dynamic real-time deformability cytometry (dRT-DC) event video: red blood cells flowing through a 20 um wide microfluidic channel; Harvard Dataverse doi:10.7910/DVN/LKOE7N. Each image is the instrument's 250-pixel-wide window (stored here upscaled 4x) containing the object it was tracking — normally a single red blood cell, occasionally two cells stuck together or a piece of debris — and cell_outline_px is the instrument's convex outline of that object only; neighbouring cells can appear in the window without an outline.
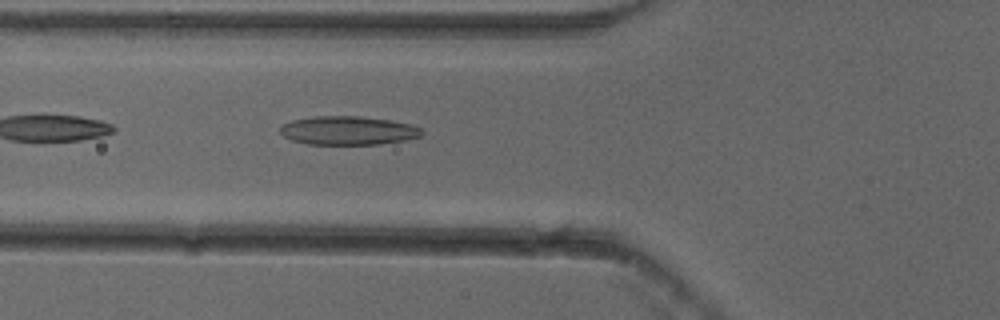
{"species": "common noctule bat (a hibernating species)", "species_latin": "Nyctalus noctula", "temperature_condition": "cold", "stored_images_in_passage": 33, "camera_frame_rate_fps": 3000, "um_per_image_px": 0.085, "animal": {"sex": "female"}, "frame": {"image": 1, "passage_image": 4, "time_ms": 1.0, "image_size_px": [1000, 320], "cell_outline_px": [[424, 132], [420, 136], [404, 140], [380, 144], [308, 144], [292, 140], [284, 136], [280, 132], [280, 128], [284, 124], [292, 120], [316, 116], [356, 116], [388, 120], [412, 124], [420, 128]], "centroid_in_image_um": [29.59, 11.09], "position_along_channel_um": 96.2, "area_um2": 23.47}}
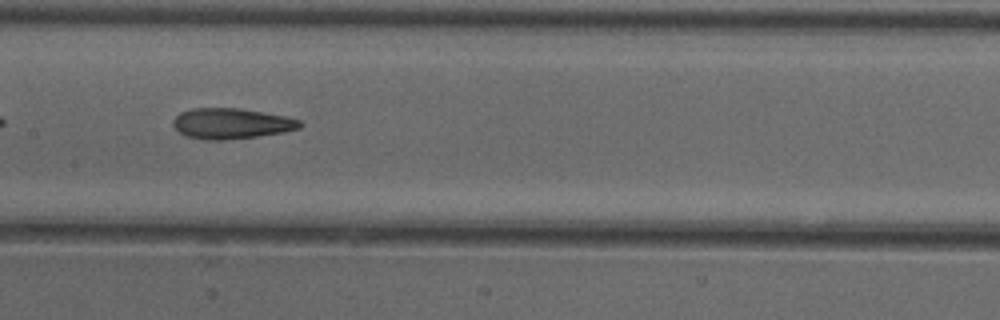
{"frame": {"image": 2, "passage_image": 11, "time_ms": 3.333, "image_size_px": [1000, 320], "cell_outline_px": [[304, 124], [300, 128], [284, 132], [256, 136], [224, 140], [204, 140], [184, 136], [172, 124], [172, 120], [180, 112], [192, 108], [240, 108], [288, 116], [300, 120]], "centroid_in_image_um": [19.67, 10.49], "position_along_channel_um": 187.7, "area_um2": 22.83}}
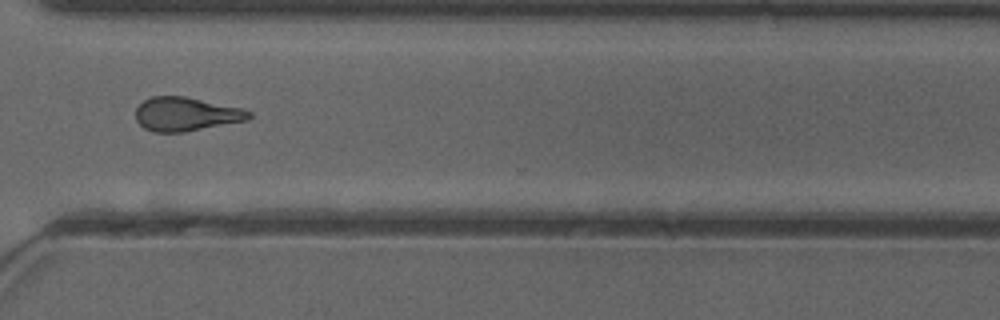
{"frame": {"image": 3, "passage_image": 24, "time_ms": 7.667, "image_size_px": [1000, 320], "cell_outline_px": [[252, 116], [248, 120], [184, 132], [156, 132], [144, 128], [136, 120], [136, 108], [144, 100], [152, 96], [184, 96], [244, 108], [252, 112]], "centroid_in_image_um": [15.84, 9.69], "position_along_channel_um": 354.8, "area_um2": 22.37}, "authors_computed_cell_mechanics": {"area_um2": 22.1952, "velocity_mm_per_s": 3.8716, "shape_relaxation_time_tau1_ms": null, "shape_relaxation_time_tau2_ms": 3.434, "deformation_change_tau1": null, "deformation_change_tau2": 0.1395}}